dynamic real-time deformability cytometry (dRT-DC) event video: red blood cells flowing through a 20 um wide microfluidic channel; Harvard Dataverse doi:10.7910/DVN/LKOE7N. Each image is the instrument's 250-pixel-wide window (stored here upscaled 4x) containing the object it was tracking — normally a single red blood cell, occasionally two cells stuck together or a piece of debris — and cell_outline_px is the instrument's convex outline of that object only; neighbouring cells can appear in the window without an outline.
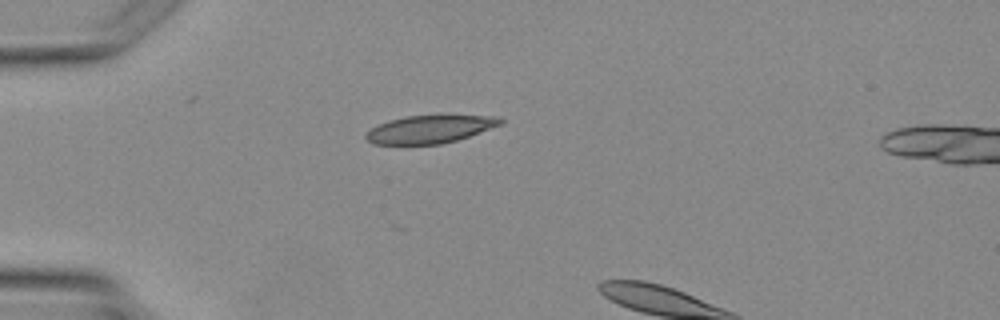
{"species": "Egyptian fruit bat (a non-hibernating species)", "species_latin": "Rousettus aegyptiacus", "temperature_condition": "warm", "stored_images_in_passage": 2, "camera_frame_rate_fps": 3000, "um_per_image_px": 0.085, "animal": {"sex": "female"}, "frame": {"image": 1, "passage_image": 1, "time_ms": 0.0, "image_size_px": [1000, 320], "cell_outline_px": [[504, 124], [456, 140], [440, 144], [372, 144], [364, 136], [372, 128], [388, 120], [404, 116], [500, 116], [504, 120]], "centroid_in_image_um": [36.56, 10.98], "position_along_channel_um": 48.4, "area_um2": 21.56}}